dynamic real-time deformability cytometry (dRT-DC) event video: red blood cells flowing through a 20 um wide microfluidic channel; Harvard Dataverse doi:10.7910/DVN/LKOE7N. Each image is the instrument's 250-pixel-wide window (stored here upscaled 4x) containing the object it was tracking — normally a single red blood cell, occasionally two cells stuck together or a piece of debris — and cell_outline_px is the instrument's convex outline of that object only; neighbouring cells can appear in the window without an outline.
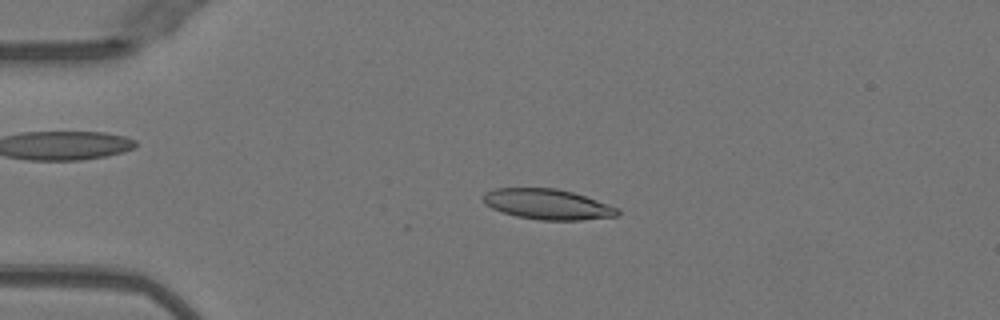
{"species": "Egyptian fruit bat (a non-hibernating species)", "species_latin": "Rousettus aegyptiacus", "temperature_condition": "warm", "stored_images_in_passage": 50, "camera_frame_rate_fps": 3000, "um_per_image_px": 0.085, "animal": {"sex": "female"}, "frame": {"image": 1, "passage_image": 11, "time_ms": 3.333, "image_size_px": [1000, 320], "cell_outline_px": [[620, 216], [580, 220], [540, 220], [516, 216], [500, 212], [484, 204], [484, 192], [496, 188], [556, 188], [572, 192], [620, 208]], "centroid_in_image_um": [46.55, 17.37], "position_along_channel_um": 38.4, "area_um2": 23.87}}
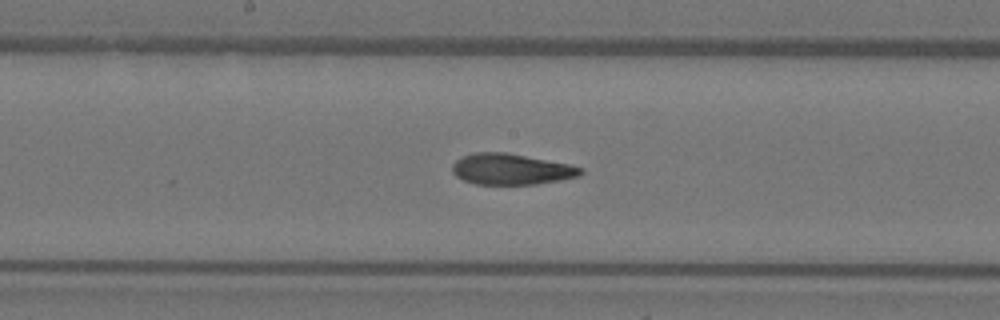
{"frame": {"image": 2, "passage_image": 26, "time_ms": 8.333, "image_size_px": [1000, 320], "cell_outline_px": [[584, 172], [580, 176], [560, 180], [536, 184], [476, 184], [464, 180], [456, 176], [452, 172], [452, 164], [456, 160], [472, 152], [504, 152], [568, 164], [584, 168]], "centroid_in_image_um": [43.45, 14.38], "position_along_channel_um": 204.8, "area_um2": 23.06}}
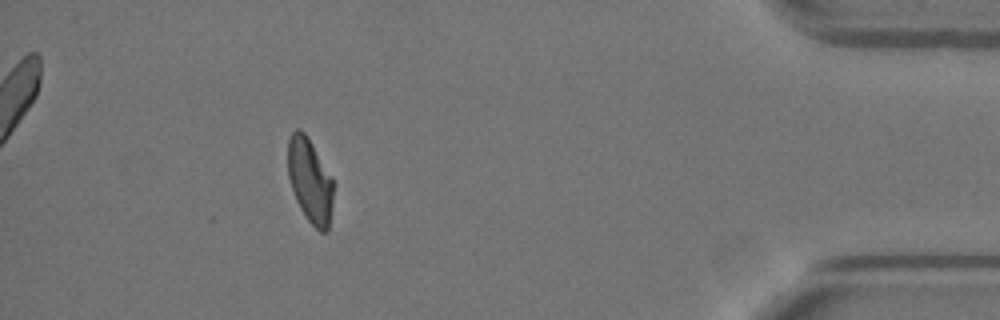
{"frame": {"image": 3, "passage_image": 45, "time_ms": 14.667, "image_size_px": [1000, 320], "cell_outline_px": [[336, 184], [328, 232], [320, 232], [308, 220], [300, 208], [296, 200], [288, 176], [288, 136], [296, 128], [300, 128], [304, 132], [312, 144], [332, 176]], "centroid_in_image_um": [26.38, 15.36], "position_along_channel_um": 408.8, "area_um2": 22.77}, "authors_computed_cell_mechanics": {"area_um2": 23.7558, "velocity_mm_per_s": 4.033, "shape_relaxation_time_tau1_ms": 7.2513, "shape_relaxation_time_tau2_ms": 2.1832, "deformation_change_tau1": 0.2371, "deformation_change_tau2": 0.0901}}